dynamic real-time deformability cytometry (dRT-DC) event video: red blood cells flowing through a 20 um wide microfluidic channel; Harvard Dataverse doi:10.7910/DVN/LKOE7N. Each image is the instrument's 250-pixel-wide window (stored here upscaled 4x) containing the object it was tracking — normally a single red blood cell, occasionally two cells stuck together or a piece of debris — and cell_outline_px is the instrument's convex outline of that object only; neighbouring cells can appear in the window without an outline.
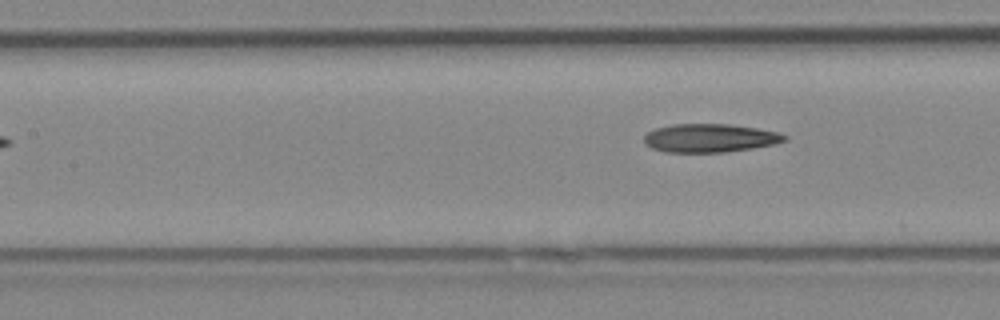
{"species": "Egyptian fruit bat (a non-hibernating species)", "species_latin": "Rousettus aegyptiacus", "temperature_condition": "cold", "stored_images_in_passage": 6, "camera_frame_rate_fps": 3000, "um_per_image_px": 0.085, "animal": {"sex": "female"}, "frame": {"image": 1, "passage_image": 6, "time_ms": 1.667, "image_size_px": [1000, 320], "cell_outline_px": [[788, 140], [776, 144], [752, 148], [724, 152], [664, 152], [652, 148], [644, 144], [644, 136], [648, 132], [656, 128], [672, 124], [728, 124], [756, 128], [780, 132], [788, 136]], "centroid_in_image_um": [60.36, 11.73], "position_along_channel_um": 147.0, "area_um2": 23.41}}